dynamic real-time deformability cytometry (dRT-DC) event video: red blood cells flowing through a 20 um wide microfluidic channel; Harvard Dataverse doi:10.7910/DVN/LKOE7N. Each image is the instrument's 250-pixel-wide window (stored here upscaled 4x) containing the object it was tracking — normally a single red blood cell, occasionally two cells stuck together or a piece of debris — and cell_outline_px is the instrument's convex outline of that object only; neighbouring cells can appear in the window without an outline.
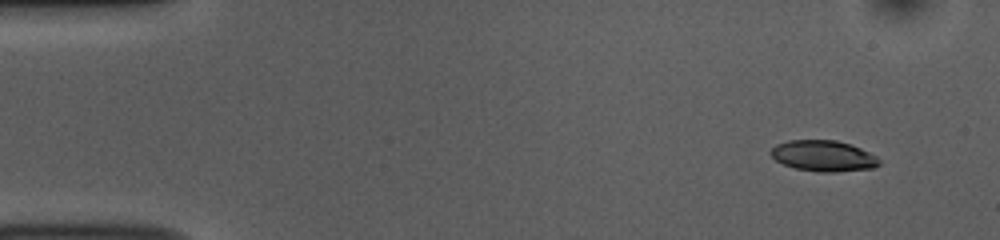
{"species": "common noctule bat (a hibernating species)", "species_latin": "Nyctalus noctula", "temperature_condition": "room temperature", "stored_images_in_passage": 49, "camera_frame_rate_fps": 3000, "um_per_image_px": 0.085, "animal": {"sex": "female", "body_mass_g": 10.0, "forearm_length_mm": 53.1}, "frame": {"image": 1, "passage_image": 1, "time_ms": 0.0, "image_size_px": [1000, 240], "cell_outline_px": [[880, 164], [872, 168], [836, 172], [820, 172], [796, 168], [784, 164], [776, 160], [768, 152], [776, 144], [788, 140], [836, 140], [852, 144], [876, 156], [880, 160]], "centroid_in_image_um": [69.98, 13.24], "position_along_channel_um": 15.0, "area_um2": 19.54}}
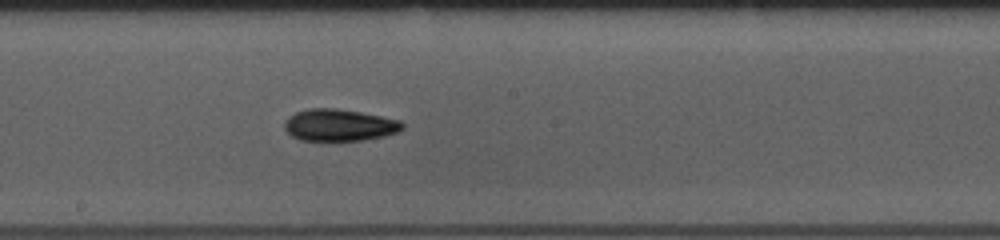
{"frame": {"image": 2, "passage_image": 25, "time_ms": 8.0, "image_size_px": [1000, 240], "cell_outline_px": [[404, 128], [396, 132], [384, 136], [360, 140], [300, 140], [292, 136], [284, 128], [284, 120], [288, 116], [296, 112], [308, 108], [336, 108], [360, 112], [400, 120], [404, 124]], "centroid_in_image_um": [28.81, 10.62], "position_along_channel_um": 219.4, "area_um2": 21.85}}
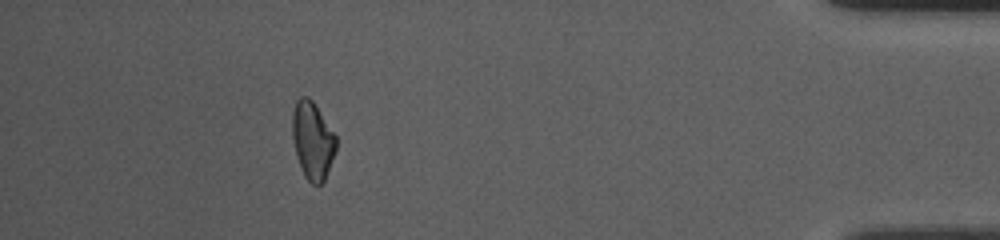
{"frame": {"image": 3, "passage_image": 44, "time_ms": 14.333, "image_size_px": [1000, 240], "cell_outline_px": [[336, 152], [324, 180], [320, 184], [312, 184], [304, 176], [296, 156], [292, 136], [292, 112], [296, 100], [300, 96], [308, 96], [312, 100], [336, 136]], "centroid_in_image_um": [26.55, 11.93], "position_along_channel_um": 408.6, "area_um2": 19.77}, "authors_computed_cell_mechanics": {"area_um2": 20.6346, "velocity_mm_per_s": 3.8344, "shape_relaxation_time_tau1_ms": 4.21, "shape_relaxation_time_tau2_ms": 4.0776, "deformation_change_tau1": 0.1284, "deformation_change_tau2": 0.1052}}